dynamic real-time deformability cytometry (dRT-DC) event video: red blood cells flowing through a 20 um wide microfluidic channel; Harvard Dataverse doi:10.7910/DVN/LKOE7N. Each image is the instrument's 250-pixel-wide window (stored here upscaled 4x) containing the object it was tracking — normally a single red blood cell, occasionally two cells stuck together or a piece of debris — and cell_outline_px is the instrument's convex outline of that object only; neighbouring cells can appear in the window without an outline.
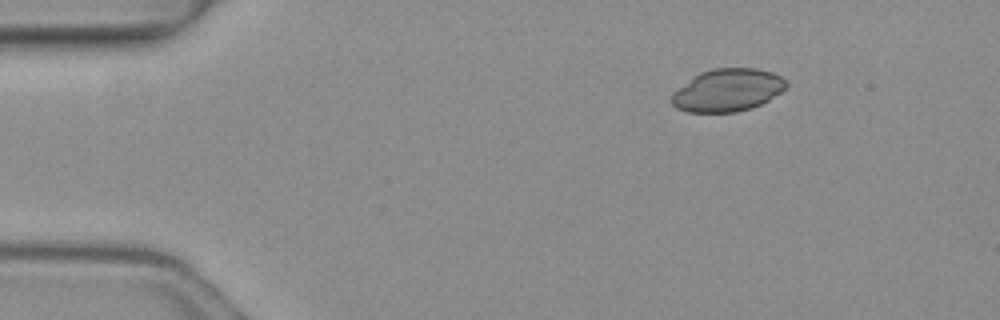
{"species": "common noctule bat (a hibernating species)", "species_latin": "Nyctalus noctula", "temperature_condition": "warm", "stored_images_in_passage": 3, "camera_frame_rate_fps": 3000, "um_per_image_px": 0.085, "animal": {"sex": "female", "body_mass_g": 19.3, "forearm_length_mm": 54.1}, "frame": {"image": 1, "passage_image": 1, "time_ms": 0.0, "image_size_px": [1000, 320], "cell_outline_px": [[788, 84], [780, 92], [768, 100], [752, 108], [736, 112], [688, 112], [676, 108], [668, 100], [672, 92], [700, 72], [712, 68], [756, 68], [772, 72], [780, 76]], "centroid_in_image_um": [61.8, 7.67], "position_along_channel_um": 23.2, "area_um2": 28.5}}